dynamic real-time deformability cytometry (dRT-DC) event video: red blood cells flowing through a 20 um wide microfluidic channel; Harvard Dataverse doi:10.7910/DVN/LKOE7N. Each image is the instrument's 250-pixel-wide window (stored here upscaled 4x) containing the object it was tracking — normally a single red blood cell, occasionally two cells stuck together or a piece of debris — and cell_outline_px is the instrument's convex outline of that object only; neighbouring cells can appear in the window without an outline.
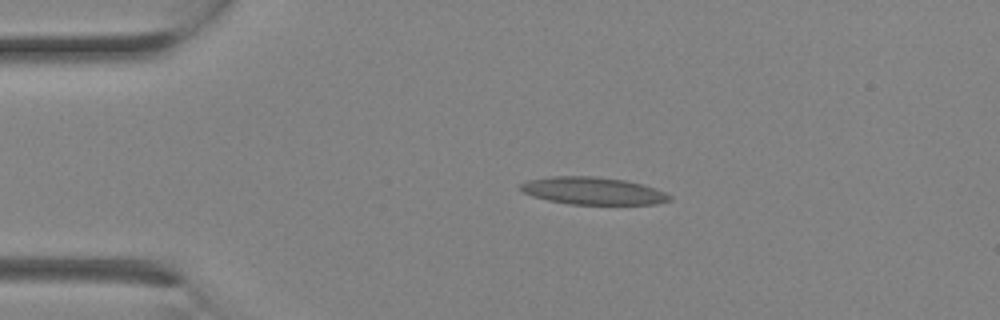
{"species": "Egyptian fruit bat (a non-hibernating species)", "species_latin": "Rousettus aegyptiacus", "temperature_condition": "room temperature", "stored_images_in_passage": 2, "camera_frame_rate_fps": 3000, "um_per_image_px": 0.085, "animal": {"sex": "female"}, "frame": {"image": 1, "passage_image": 2, "time_ms": 0.333, "image_size_px": [1000, 320], "cell_outline_px": [[672, 200], [656, 204], [568, 204], [548, 200], [532, 196], [524, 192], [520, 188], [520, 184], [528, 180], [552, 176], [592, 176], [624, 180], [656, 188], [672, 196]], "centroid_in_image_um": [50.41, 16.22], "position_along_channel_um": 34.6, "area_um2": 23.7}}